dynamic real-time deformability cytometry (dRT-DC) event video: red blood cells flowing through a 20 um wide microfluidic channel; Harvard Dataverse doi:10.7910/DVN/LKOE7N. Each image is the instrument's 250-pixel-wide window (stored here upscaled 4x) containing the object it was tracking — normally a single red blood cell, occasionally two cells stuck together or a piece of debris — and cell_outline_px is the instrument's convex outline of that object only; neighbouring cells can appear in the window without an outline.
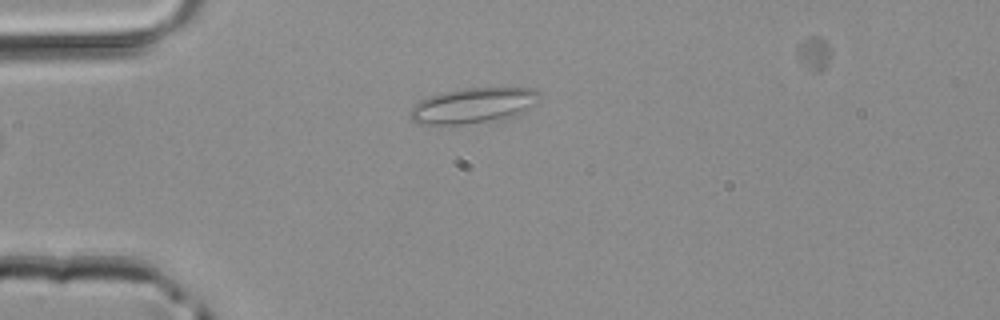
{"species": "common noctule bat (a hibernating species)", "species_latin": "Nyctalus noctula", "temperature_condition": "room temperature", "stored_images_in_passage": 4, "camera_frame_rate_fps": 3000, "um_per_image_px": 0.085, "animal": {"sex": "male", "body_mass_g": 20.4}, "frame": {"image": 1, "passage_image": 4, "time_ms": 1.0, "image_size_px": [1000, 320], "cell_outline_px": [[540, 96], [524, 112], [516, 116], [504, 120], [460, 124], [420, 124], [412, 120], [408, 116], [408, 112], [420, 100], [444, 92], [464, 88], [532, 88], [540, 92]], "centroid_in_image_um": [40.23, 8.98], "position_along_channel_um": 44.8, "area_um2": 26.65}}